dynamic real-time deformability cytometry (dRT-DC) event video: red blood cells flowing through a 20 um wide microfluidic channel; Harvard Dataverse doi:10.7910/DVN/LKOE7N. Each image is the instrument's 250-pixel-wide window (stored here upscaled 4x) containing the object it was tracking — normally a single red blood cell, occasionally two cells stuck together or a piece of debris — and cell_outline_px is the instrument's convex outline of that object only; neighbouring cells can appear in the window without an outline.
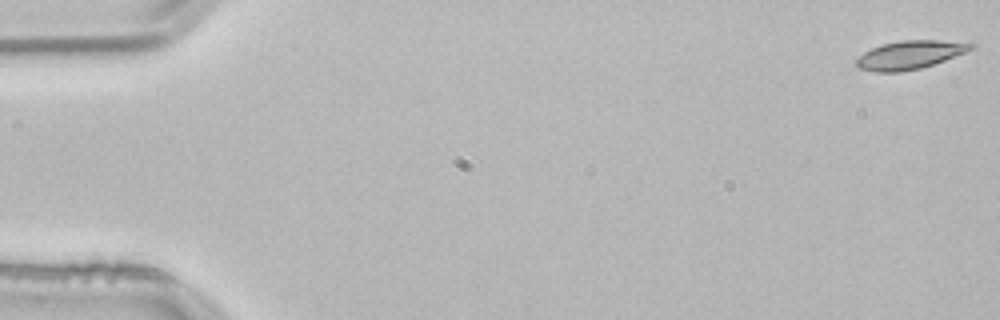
{"species": "common noctule bat (a hibernating species)", "species_latin": "Nyctalus noctula", "temperature_condition": "room temperature", "stored_images_in_passage": 53, "camera_frame_rate_fps": 3000, "um_per_image_px": 0.085, "animal": {"sex": "male", "body_mass_g": 21.5, "forearm_length_mm": 52.0}, "frame": {"image": 1, "passage_image": 1, "time_ms": 0.0, "image_size_px": [1000, 320], "cell_outline_px": [[976, 48], [944, 60], [920, 68], [900, 72], [872, 72], [856, 68], [856, 60], [864, 52], [880, 44], [900, 40], [972, 40], [976, 44]], "centroid_in_image_um": [77.41, 4.64], "position_along_channel_um": 7.6, "area_um2": 19.48}}
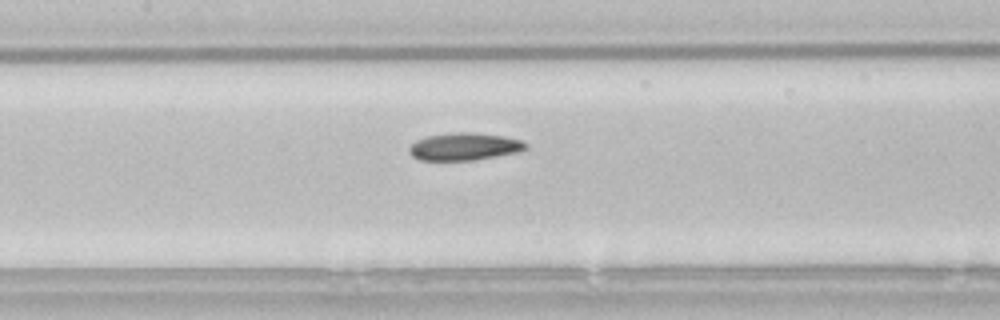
{"frame": {"image": 2, "passage_image": 25, "time_ms": 8.0, "image_size_px": [1000, 320], "cell_outline_px": [[528, 148], [520, 152], [476, 160], [420, 160], [412, 156], [408, 152], [408, 148], [416, 140], [428, 136], [452, 132], [476, 132], [504, 136], [520, 140], [528, 144]], "centroid_in_image_um": [39.49, 12.46], "position_along_channel_um": 167.9, "area_um2": 18.9}}
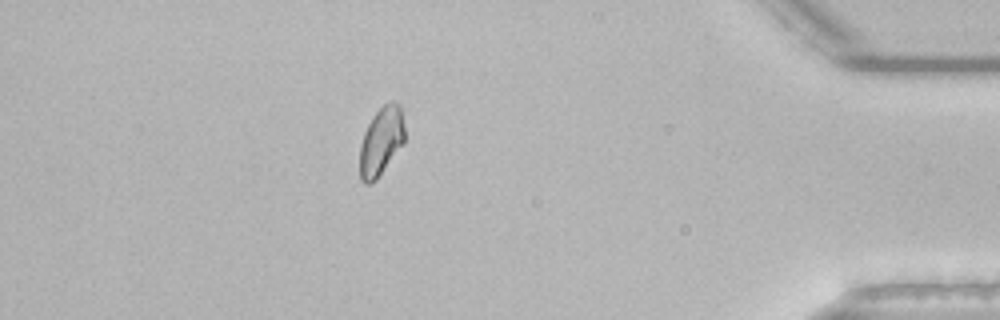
{"frame": {"image": 3, "passage_image": 47, "time_ms": 15.333, "image_size_px": [1000, 320], "cell_outline_px": [[404, 144], [376, 180], [368, 184], [364, 184], [360, 180], [360, 144], [364, 132], [372, 116], [388, 100], [392, 100], [400, 104], [404, 124]], "centroid_in_image_um": [32.4, 12.0], "position_along_channel_um": 402.8, "area_um2": 18.15}, "authors_computed_cell_mechanics": {"area_um2": 18.3226, "velocity_mm_per_s": 3.828, "shape_relaxation_time_tau1_ms": null, "shape_relaxation_time_tau2_ms": 1.9309, "deformation_change_tau1": null, "deformation_change_tau2": 0.0668}}